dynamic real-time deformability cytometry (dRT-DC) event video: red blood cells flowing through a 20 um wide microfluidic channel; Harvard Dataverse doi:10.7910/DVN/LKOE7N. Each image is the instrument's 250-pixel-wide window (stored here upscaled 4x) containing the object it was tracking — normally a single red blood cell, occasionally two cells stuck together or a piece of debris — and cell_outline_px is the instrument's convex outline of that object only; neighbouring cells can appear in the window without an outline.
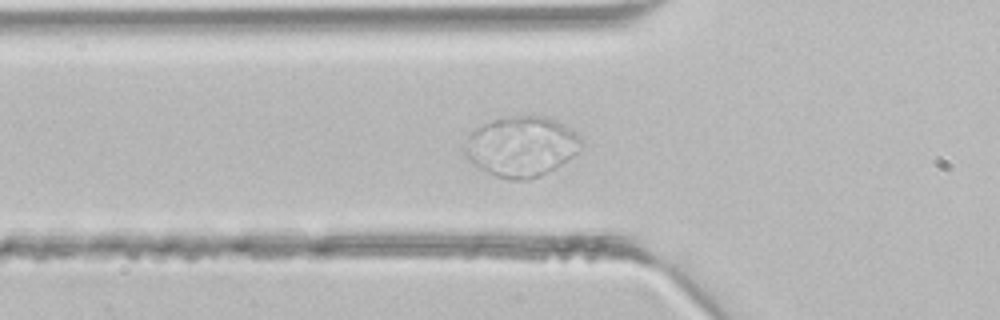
{"species": "common noctule bat (a hibernating species)", "species_latin": "Nyctalus noctula", "temperature_condition": "room temperature", "stored_images_in_passage": 46, "camera_frame_rate_fps": 3000, "um_per_image_px": 0.085, "animal": {"sex": "male", "body_mass_g": 21.5, "forearm_length_mm": 52.0}, "frame": {"image": 1, "passage_image": 16, "time_ms": 5.0, "image_size_px": [1000, 320], "cell_outline_px": [[584, 140], [580, 152], [540, 176], [528, 180], [508, 180], [496, 176], [472, 164], [464, 156], [460, 148], [468, 136], [472, 132], [484, 124], [496, 120], [512, 116], [548, 116], [564, 124], [580, 136]], "centroid_in_image_um": [44.31, 12.46], "position_along_channel_um": 81.5, "area_um2": 41.15}}
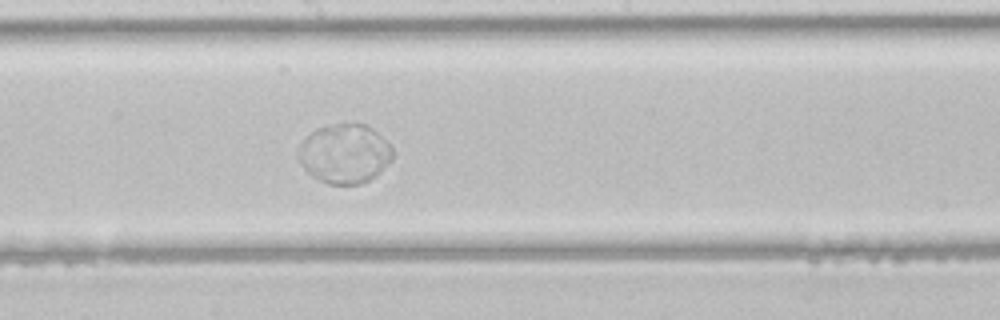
{"frame": {"image": 2, "passage_image": 25, "time_ms": 8.0, "image_size_px": [1000, 320], "cell_outline_px": [[392, 160], [368, 180], [360, 184], [328, 184], [312, 176], [296, 160], [296, 156], [304, 140], [316, 128], [336, 124], [364, 124], [372, 128], [392, 148]], "centroid_in_image_um": [29.26, 13.07], "position_along_channel_um": 218.9, "area_um2": 32.08}}
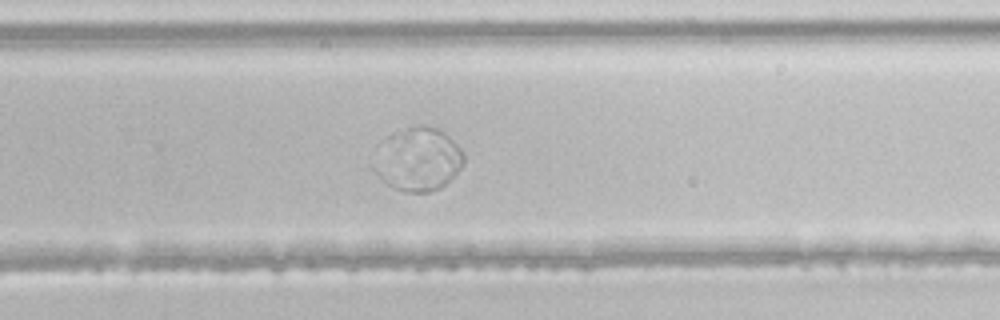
{"frame": {"image": 3, "passage_image": 30, "time_ms": 9.667, "image_size_px": [1000, 320], "cell_outline_px": [[464, 164], [440, 188], [428, 192], [404, 192], [380, 180], [372, 168], [376, 144], [380, 140], [392, 132], [408, 128], [436, 128], [448, 136], [460, 148], [464, 156]], "centroid_in_image_um": [35.44, 13.56], "position_along_channel_um": 294.4, "area_um2": 33.12}}